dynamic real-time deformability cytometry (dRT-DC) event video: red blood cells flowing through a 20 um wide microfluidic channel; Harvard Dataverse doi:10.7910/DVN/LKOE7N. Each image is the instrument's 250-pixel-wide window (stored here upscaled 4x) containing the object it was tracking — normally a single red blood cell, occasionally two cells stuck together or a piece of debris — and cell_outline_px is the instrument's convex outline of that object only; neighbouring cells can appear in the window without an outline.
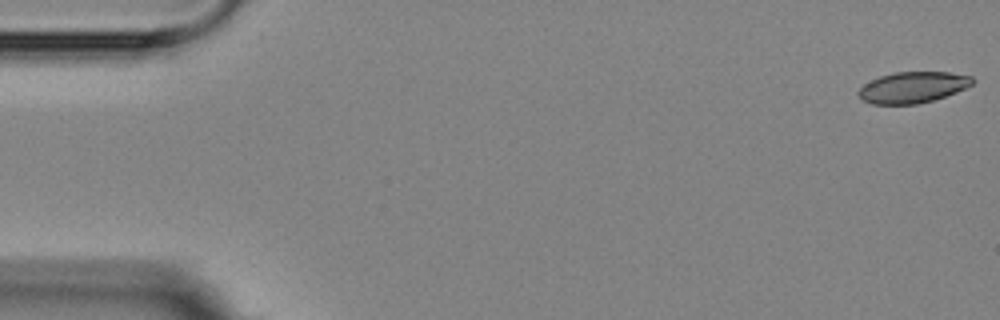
{"species": "Egyptian fruit bat (a non-hibernating species)", "species_latin": "Rousettus aegyptiacus", "temperature_condition": "room temperature", "stored_images_in_passage": 6, "camera_frame_rate_fps": 3000, "um_per_image_px": 0.085, "animal": {"sex": "female"}, "frame": {"image": 1, "passage_image": 1, "time_ms": 0.0, "image_size_px": [1000, 320], "cell_outline_px": [[976, 80], [972, 84], [956, 92], [932, 100], [916, 104], [872, 104], [864, 100], [856, 92], [864, 84], [880, 76], [896, 72], [948, 72], [972, 76]], "centroid_in_image_um": [77.59, 7.42], "position_along_channel_um": 7.4, "area_um2": 20.46}}
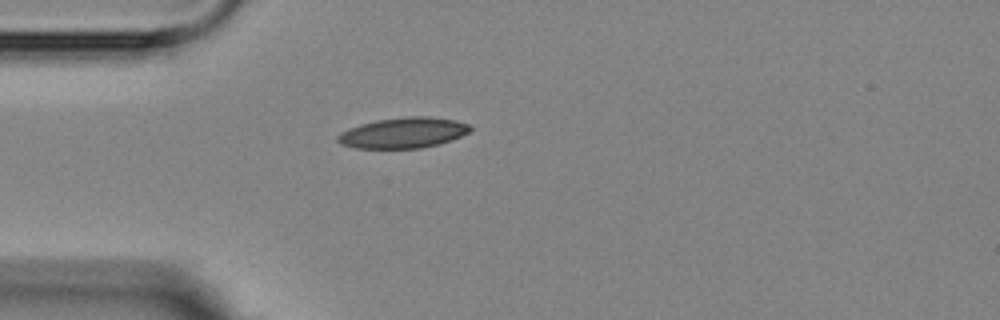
{"frame": {"image": 2, "passage_image": 5, "time_ms": 4.667, "image_size_px": [1000, 320], "cell_outline_px": [[472, 128], [468, 132], [452, 140], [440, 144], [420, 148], [356, 148], [340, 144], [336, 140], [336, 136], [340, 132], [348, 128], [360, 124], [376, 120], [408, 116], [428, 116], [456, 120], [468, 124]], "centroid_in_image_um": [34.25, 11.28], "position_along_channel_um": 50.8, "area_um2": 23.76}}